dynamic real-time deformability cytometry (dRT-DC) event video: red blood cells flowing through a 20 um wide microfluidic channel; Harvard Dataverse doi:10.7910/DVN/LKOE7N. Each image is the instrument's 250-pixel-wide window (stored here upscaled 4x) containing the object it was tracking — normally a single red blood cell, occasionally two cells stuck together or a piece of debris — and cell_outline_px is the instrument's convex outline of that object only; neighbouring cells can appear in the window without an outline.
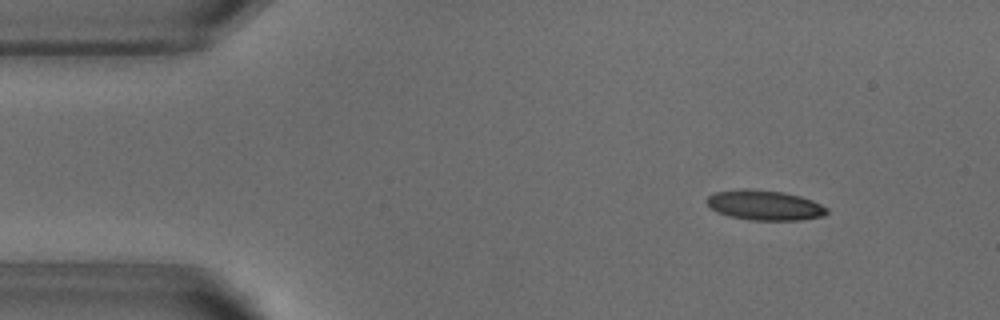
{"species": "common noctule bat (a hibernating species)", "species_latin": "Nyctalus noctula", "temperature_condition": "warm", "stored_images_in_passage": 52, "camera_frame_rate_fps": 3000, "um_per_image_px": 0.085, "animal": {"sex": "male", "body_mass_g": 18.8}, "frame": {"image": 1, "passage_image": 6, "time_ms": 1.667, "image_size_px": [1000, 320], "cell_outline_px": [[828, 212], [824, 216], [800, 220], [748, 220], [728, 216], [716, 212], [704, 200], [708, 196], [716, 192], [744, 188], [748, 188], [784, 192], [800, 196], [812, 200], [828, 208]], "centroid_in_image_um": [64.98, 17.44], "position_along_channel_um": 20.0, "area_um2": 21.15}}
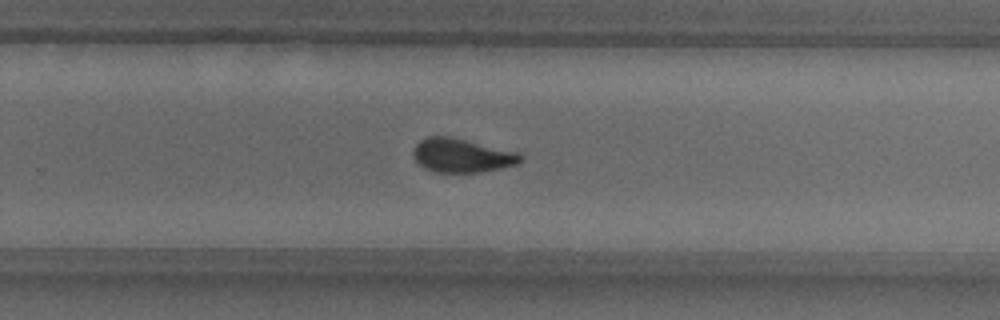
{"frame": {"image": 2, "passage_image": 33, "time_ms": 10.667, "image_size_px": [1000, 320], "cell_outline_px": [[524, 160], [516, 164], [500, 168], [480, 172], [436, 172], [424, 168], [416, 160], [412, 152], [416, 144], [420, 140], [428, 136], [448, 136], [516, 152], [524, 156]], "centroid_in_image_um": [39.24, 13.22], "position_along_channel_um": 290.6, "area_um2": 20.87}}
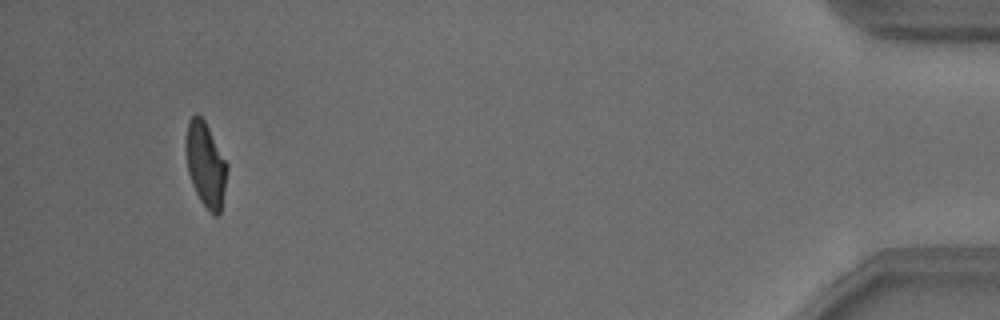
{"frame": {"image": 3, "passage_image": 49, "time_ms": 16.0, "image_size_px": [1000, 320], "cell_outline_px": [[228, 168], [220, 212], [216, 216], [200, 200], [192, 184], [188, 172], [184, 152], [184, 144], [188, 120], [196, 112], [204, 120], [228, 164]], "centroid_in_image_um": [17.44, 13.92], "position_along_channel_um": 417.8, "area_um2": 20.29}, "authors_computed_cell_mechanics": {"area_um2": 21.2993, "velocity_mm_per_s": 3.8216, "shape_relaxation_time_tau1_ms": 3.3896, "shape_relaxation_time_tau2_ms": 1.0773, "deformation_change_tau1": 0.1717, "deformation_change_tau2": 0.0906}}